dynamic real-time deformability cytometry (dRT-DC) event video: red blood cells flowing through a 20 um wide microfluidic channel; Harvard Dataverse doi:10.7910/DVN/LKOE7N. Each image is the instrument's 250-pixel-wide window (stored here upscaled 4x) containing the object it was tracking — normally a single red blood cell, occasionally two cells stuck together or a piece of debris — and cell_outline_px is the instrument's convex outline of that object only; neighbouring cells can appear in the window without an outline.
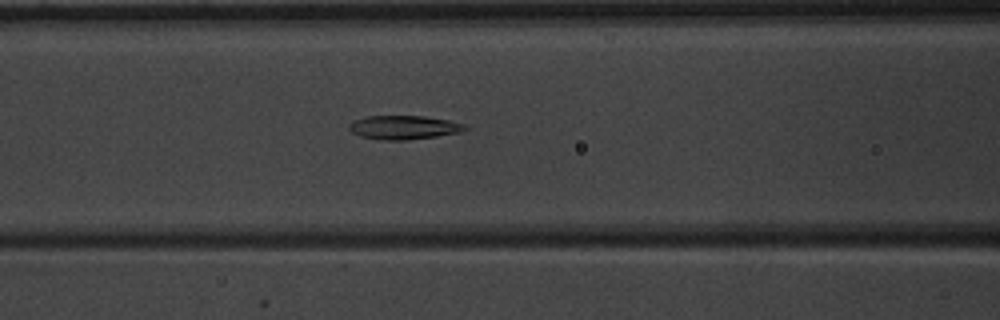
{"species": "common noctule bat (a hibernating species)", "species_latin": "Nyctalus noctula", "temperature_condition": "warm", "stored_images_in_passage": 45, "camera_frame_rate_fps": 3000, "um_per_image_px": 0.085, "animal": {"sex": "male", "body_mass_g": 20.1, "forearm_length_mm": 53.5}, "frame": {"image": 1, "passage_image": 22, "time_ms": 7.0, "image_size_px": [1000, 320], "cell_outline_px": [[468, 128], [460, 132], [436, 136], [408, 140], [376, 140], [360, 136], [352, 132], [348, 128], [348, 124], [352, 120], [368, 116], [424, 116], [448, 120], [464, 124]], "centroid_in_image_um": [34.27, 10.83], "position_along_channel_um": 132.3, "area_um2": 16.18}}
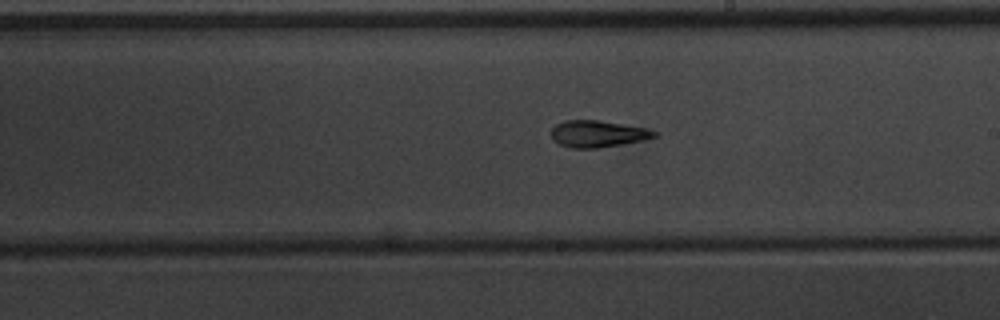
{"frame": {"image": 2, "passage_image": 30, "time_ms": 9.667, "image_size_px": [1000, 320], "cell_outline_px": [[660, 136], [644, 140], [624, 144], [600, 148], [572, 148], [560, 144], [552, 140], [552, 128], [556, 124], [564, 120], [600, 120], [644, 128], [656, 132]], "centroid_in_image_um": [50.81, 11.38], "position_along_channel_um": 238.2, "area_um2": 16.13}}
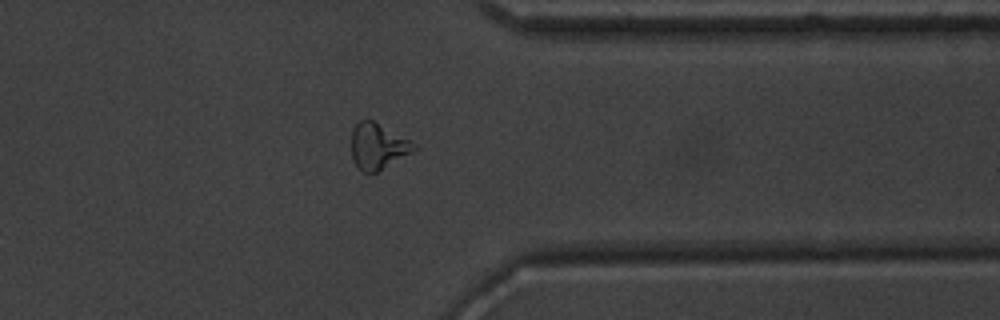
{"frame": {"image": 3, "passage_image": 41, "time_ms": 13.333, "image_size_px": [1000, 320], "cell_outline_px": [[416, 148], [412, 152], [376, 172], [364, 172], [352, 160], [352, 128], [360, 120], [372, 120], [416, 144]], "centroid_in_image_um": [32.09, 12.42], "position_along_channel_um": 379.3, "area_um2": 16.24}}